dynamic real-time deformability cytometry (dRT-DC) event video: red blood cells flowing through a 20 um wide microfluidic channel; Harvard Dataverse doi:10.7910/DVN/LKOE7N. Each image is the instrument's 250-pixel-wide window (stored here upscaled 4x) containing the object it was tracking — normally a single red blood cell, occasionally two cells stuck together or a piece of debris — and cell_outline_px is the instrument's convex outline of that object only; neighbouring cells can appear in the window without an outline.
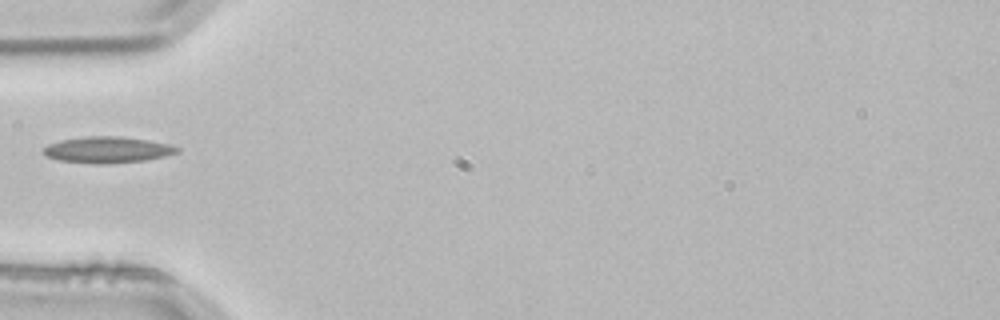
{"species": "common noctule bat (a hibernating species)", "species_latin": "Nyctalus noctula", "temperature_condition": "room temperature", "stored_images_in_passage": 1, "camera_frame_rate_fps": 3000, "um_per_image_px": 0.085, "animal": {"sex": "male", "body_mass_g": 21.5, "forearm_length_mm": 52.0}, "frame": {"image": 1, "passage_image": 1, "time_ms": 0.0, "image_size_px": [1000, 320], "cell_outline_px": [[180, 152], [164, 156], [144, 160], [108, 164], [96, 164], [60, 160], [48, 156], [44, 152], [44, 148], [48, 144], [60, 140], [88, 136], [120, 136], [148, 140], [168, 144], [180, 148]], "centroid_in_image_um": [9.16, 12.73], "position_along_channel_um": 75.8, "area_um2": 20.29}}